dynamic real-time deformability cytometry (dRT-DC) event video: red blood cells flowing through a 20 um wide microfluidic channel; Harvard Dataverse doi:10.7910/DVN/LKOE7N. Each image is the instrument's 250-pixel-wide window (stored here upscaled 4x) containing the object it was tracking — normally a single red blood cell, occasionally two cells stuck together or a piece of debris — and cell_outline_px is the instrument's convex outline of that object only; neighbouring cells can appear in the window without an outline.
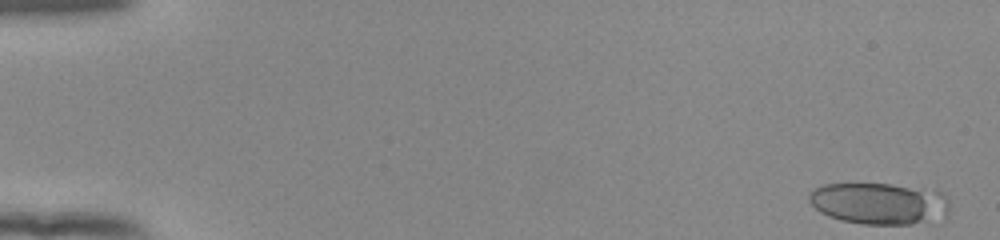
{"species": "human", "species_latin": "Homo sapiens", "temperature_condition": "room temperature", "stored_images_in_passage": 18, "camera_frame_rate_fps": 3000, "um_per_image_px": 0.085, "donor": {"sex": "female"}, "frame": {"image": 1, "passage_image": 1, "time_ms": 0.0, "image_size_px": [1000, 240], "cell_outline_px": [[948, 212], [944, 216], [908, 224], [864, 224], [844, 220], [828, 216], [820, 212], [808, 200], [808, 196], [816, 188], [824, 184], [892, 184], [936, 188], [948, 200]], "centroid_in_image_um": [74.75, 17.26], "position_along_channel_um": 10.3, "area_um2": 33.93}}
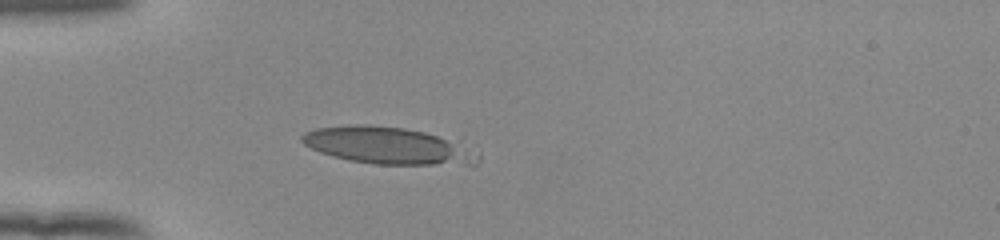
{"frame": {"image": 2, "passage_image": 16, "time_ms": 5.0, "image_size_px": [1000, 240], "cell_outline_px": [[452, 156], [444, 160], [432, 164], [376, 164], [348, 160], [332, 156], [320, 152], [304, 144], [300, 140], [300, 136], [304, 132], [316, 128], [348, 124], [368, 124], [404, 128], [424, 132], [436, 136], [444, 140], [452, 148]], "centroid_in_image_um": [32.12, 12.27], "position_along_channel_um": 52.9, "area_um2": 33.47}}